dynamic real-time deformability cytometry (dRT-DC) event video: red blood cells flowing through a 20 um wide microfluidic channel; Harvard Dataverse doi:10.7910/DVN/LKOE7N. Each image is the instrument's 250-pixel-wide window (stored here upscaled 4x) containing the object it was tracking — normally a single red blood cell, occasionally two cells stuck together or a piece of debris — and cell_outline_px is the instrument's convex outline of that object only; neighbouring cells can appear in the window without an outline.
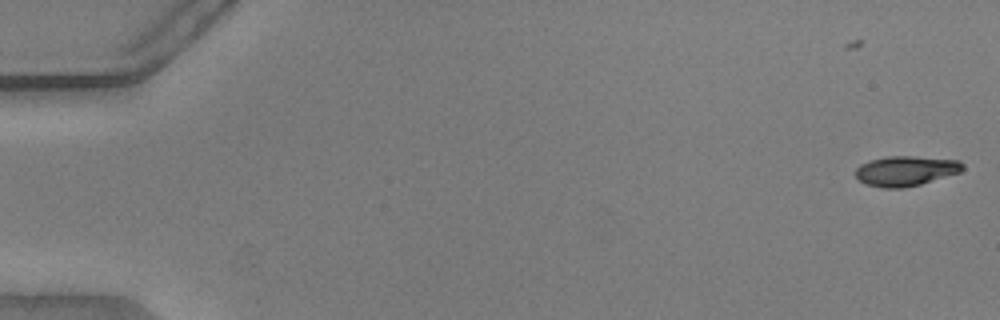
{"species": "common noctule bat (a hibernating species)", "species_latin": "Nyctalus noctula", "temperature_condition": "warm", "stored_images_in_passage": 18, "camera_frame_rate_fps": 3000, "um_per_image_px": 0.085, "animal": {"sex": "male", "body_mass_g": 20.5, "forearm_length_mm": 52.5}, "frame": {"image": 1, "passage_image": 1, "time_ms": 0.0, "image_size_px": [1000, 320], "cell_outline_px": [[964, 168], [960, 172], [920, 184], [904, 188], [884, 188], [864, 184], [856, 176], [856, 168], [860, 164], [872, 160], [888, 156], [912, 156], [960, 160], [964, 164]], "centroid_in_image_um": [76.99, 14.52], "position_along_channel_um": 8.0, "area_um2": 18.67}}
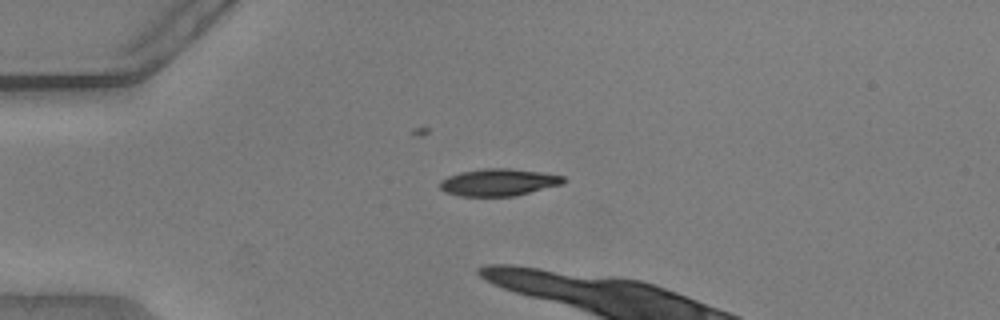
{"frame": {"image": 2, "passage_image": 14, "time_ms": 4.333, "image_size_px": [1000, 320], "cell_outline_px": [[564, 180], [560, 184], [516, 196], [460, 196], [444, 192], [440, 188], [440, 180], [448, 176], [460, 172], [484, 168], [508, 168], [540, 172], [564, 176]], "centroid_in_image_um": [42.32, 15.49], "position_along_channel_um": 42.7, "area_um2": 19.42}}